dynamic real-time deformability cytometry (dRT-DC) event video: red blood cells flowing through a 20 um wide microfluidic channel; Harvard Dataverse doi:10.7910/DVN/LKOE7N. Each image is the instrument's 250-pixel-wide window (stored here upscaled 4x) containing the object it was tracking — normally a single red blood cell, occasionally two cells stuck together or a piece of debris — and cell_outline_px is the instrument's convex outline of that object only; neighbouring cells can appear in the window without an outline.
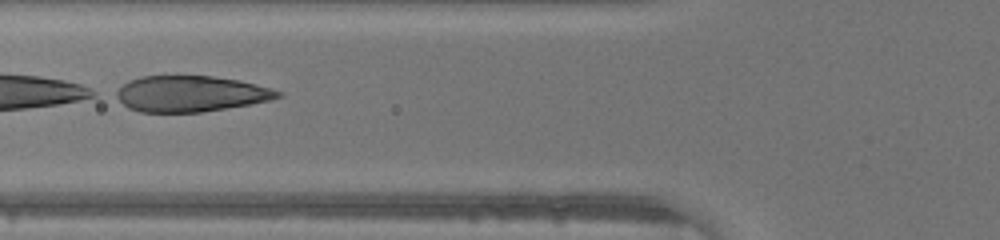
{"species": "human", "species_latin": "Homo sapiens", "temperature_condition": "warm", "stored_images_in_passage": 29, "segment_of_instrument_passage": [2, 2], "camera_frame_rate_fps": 3000, "um_per_image_px": 0.085, "donor": {"sex": "male"}, "frame": {"image": 1, "passage_image": 17, "time_ms": 5.333, "image_size_px": [1000, 240], "cell_outline_px": [[284, 96], [272, 100], [200, 112], [140, 112], [128, 108], [112, 96], [112, 92], [128, 80], [140, 76], [212, 76], [240, 80], [272, 88], [284, 92]], "centroid_in_image_um": [16.16, 7.96], "position_along_channel_um": 109.6, "area_um2": 34.28}}
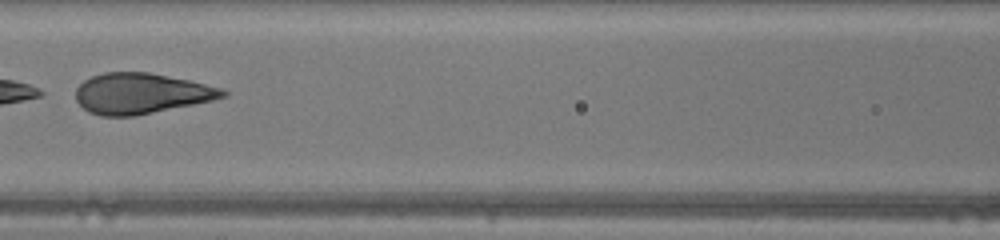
{"frame": {"image": 2, "passage_image": 20, "time_ms": 6.333, "image_size_px": [1000, 240], "cell_outline_px": [[228, 96], [212, 100], [136, 116], [100, 116], [88, 112], [76, 100], [76, 88], [84, 80], [92, 76], [104, 72], [148, 72], [188, 80], [220, 88], [228, 92]], "centroid_in_image_um": [11.96, 7.95], "position_along_channel_um": 154.6, "area_um2": 34.62}}